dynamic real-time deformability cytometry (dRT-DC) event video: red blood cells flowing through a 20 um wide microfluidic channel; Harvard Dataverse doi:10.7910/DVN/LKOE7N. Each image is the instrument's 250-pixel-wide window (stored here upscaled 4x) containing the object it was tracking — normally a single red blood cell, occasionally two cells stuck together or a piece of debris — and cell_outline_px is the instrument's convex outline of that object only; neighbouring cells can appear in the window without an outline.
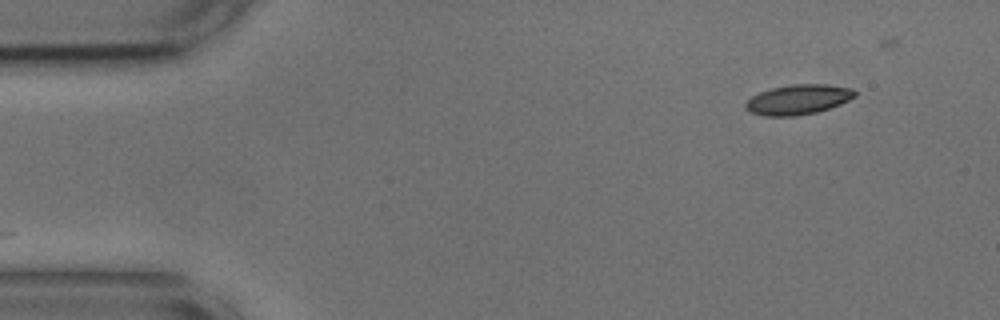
{"species": "common noctule bat (a hibernating species)", "species_latin": "Nyctalus noctula", "temperature_condition": "cold", "stored_images_in_passage": 42, "camera_frame_rate_fps": 3000, "um_per_image_px": 0.085, "animal": {"sex": "male", "body_mass_g": 17.9, "forearm_length_mm": 54.2}, "frame": {"image": 1, "passage_image": 1, "time_ms": 0.0, "image_size_px": [1000, 320], "cell_outline_px": [[856, 96], [840, 104], [816, 112], [796, 116], [764, 116], [752, 112], [744, 104], [752, 96], [760, 92], [772, 88], [792, 84], [828, 84], [852, 88], [856, 92]], "centroid_in_image_um": [67.87, 8.45], "position_along_channel_um": 17.1, "area_um2": 18.9}}
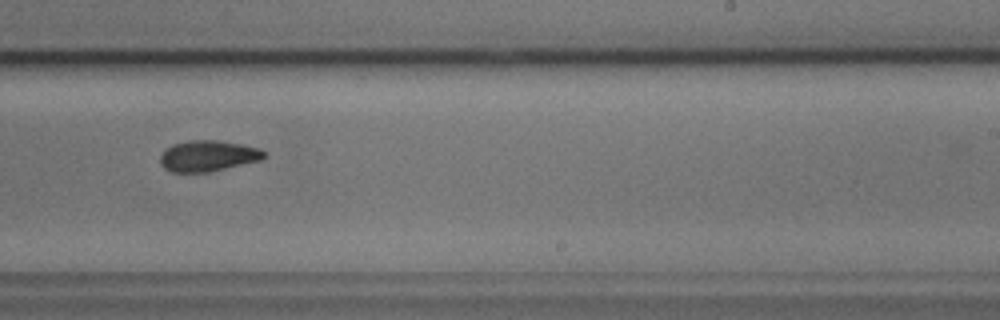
{"frame": {"image": 2, "passage_image": 29, "time_ms": 9.333, "image_size_px": [1000, 320], "cell_outline_px": [[268, 156], [260, 160], [208, 172], [172, 172], [164, 168], [160, 164], [160, 156], [172, 144], [188, 140], [216, 140], [240, 144], [260, 148]], "centroid_in_image_um": [17.67, 13.25], "position_along_channel_um": 271.3, "area_um2": 18.61}}
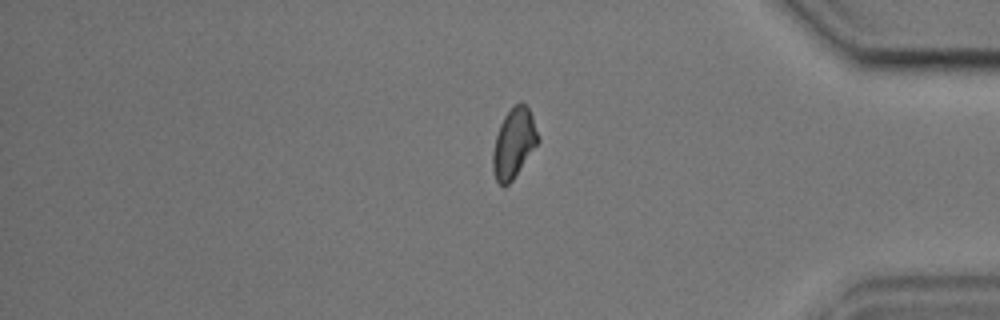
{"frame": {"image": 3, "passage_image": 41, "time_ms": 13.333, "image_size_px": [1000, 320], "cell_outline_px": [[540, 140], [512, 180], [508, 184], [500, 184], [496, 180], [492, 168], [492, 152], [496, 136], [500, 124], [504, 116], [520, 100], [528, 108], [532, 116]], "centroid_in_image_um": [43.66, 12.16], "position_along_channel_um": 391.5, "area_um2": 18.03}}